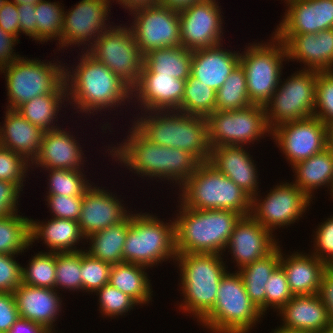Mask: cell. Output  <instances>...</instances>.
<instances>
[{
  "instance_id": "7c38bea8",
  "label": "cell",
  "mask_w": 333,
  "mask_h": 333,
  "mask_svg": "<svg viewBox=\"0 0 333 333\" xmlns=\"http://www.w3.org/2000/svg\"><path fill=\"white\" fill-rule=\"evenodd\" d=\"M206 120L210 148L253 145L261 138L271 137L272 133L263 105L252 104L233 111H214Z\"/></svg>"
},
{
  "instance_id": "94428289",
  "label": "cell",
  "mask_w": 333,
  "mask_h": 333,
  "mask_svg": "<svg viewBox=\"0 0 333 333\" xmlns=\"http://www.w3.org/2000/svg\"><path fill=\"white\" fill-rule=\"evenodd\" d=\"M8 333H50L43 326L27 319L19 318Z\"/></svg>"
},
{
  "instance_id": "6da1fadb",
  "label": "cell",
  "mask_w": 333,
  "mask_h": 333,
  "mask_svg": "<svg viewBox=\"0 0 333 333\" xmlns=\"http://www.w3.org/2000/svg\"><path fill=\"white\" fill-rule=\"evenodd\" d=\"M131 126L124 142L117 143V147L108 146L111 148L107 149L108 154L113 160L122 166L124 164L123 167L142 179H166L179 187L195 172L200 162L192 154L177 148L159 146L147 139L133 124Z\"/></svg>"
},
{
  "instance_id": "681fc988",
  "label": "cell",
  "mask_w": 333,
  "mask_h": 333,
  "mask_svg": "<svg viewBox=\"0 0 333 333\" xmlns=\"http://www.w3.org/2000/svg\"><path fill=\"white\" fill-rule=\"evenodd\" d=\"M266 311L269 307L278 312L293 297L284 270L279 266L271 275L266 285Z\"/></svg>"
},
{
  "instance_id": "cb8c5ba5",
  "label": "cell",
  "mask_w": 333,
  "mask_h": 333,
  "mask_svg": "<svg viewBox=\"0 0 333 333\" xmlns=\"http://www.w3.org/2000/svg\"><path fill=\"white\" fill-rule=\"evenodd\" d=\"M52 288L35 287L21 284L13 292L19 317L43 326L50 333L54 330L56 320L62 311L61 296ZM58 315V316H57ZM54 324V325H53Z\"/></svg>"
},
{
  "instance_id": "d6a6232c",
  "label": "cell",
  "mask_w": 333,
  "mask_h": 333,
  "mask_svg": "<svg viewBox=\"0 0 333 333\" xmlns=\"http://www.w3.org/2000/svg\"><path fill=\"white\" fill-rule=\"evenodd\" d=\"M192 51L182 46L153 49L144 55L140 75H171L187 80L191 75Z\"/></svg>"
},
{
  "instance_id": "9a60e30c",
  "label": "cell",
  "mask_w": 333,
  "mask_h": 333,
  "mask_svg": "<svg viewBox=\"0 0 333 333\" xmlns=\"http://www.w3.org/2000/svg\"><path fill=\"white\" fill-rule=\"evenodd\" d=\"M129 15L134 16L129 25L143 55L153 49L181 46L177 10L157 4L134 9Z\"/></svg>"
},
{
  "instance_id": "2e32d148",
  "label": "cell",
  "mask_w": 333,
  "mask_h": 333,
  "mask_svg": "<svg viewBox=\"0 0 333 333\" xmlns=\"http://www.w3.org/2000/svg\"><path fill=\"white\" fill-rule=\"evenodd\" d=\"M112 0H81L64 10L63 28L61 32L60 48L72 46H85L82 51L88 50L94 41L98 39L105 30L112 27L108 21ZM111 4V5H110ZM88 42V43H87ZM83 44V45H82ZM72 45V46H71ZM88 46V47H87Z\"/></svg>"
},
{
  "instance_id": "30bf717a",
  "label": "cell",
  "mask_w": 333,
  "mask_h": 333,
  "mask_svg": "<svg viewBox=\"0 0 333 333\" xmlns=\"http://www.w3.org/2000/svg\"><path fill=\"white\" fill-rule=\"evenodd\" d=\"M271 40V41H270ZM269 42L248 44L240 53V64L245 70L247 92L254 105H265L279 86L286 49L275 35ZM244 52V53H243Z\"/></svg>"
},
{
  "instance_id": "5bb4252c",
  "label": "cell",
  "mask_w": 333,
  "mask_h": 333,
  "mask_svg": "<svg viewBox=\"0 0 333 333\" xmlns=\"http://www.w3.org/2000/svg\"><path fill=\"white\" fill-rule=\"evenodd\" d=\"M272 188L264 199L260 192L252 198L250 215L274 233L275 229L288 227L300 220L309 209L311 200L290 181L281 182Z\"/></svg>"
},
{
  "instance_id": "f1b7e54d",
  "label": "cell",
  "mask_w": 333,
  "mask_h": 333,
  "mask_svg": "<svg viewBox=\"0 0 333 333\" xmlns=\"http://www.w3.org/2000/svg\"><path fill=\"white\" fill-rule=\"evenodd\" d=\"M302 253L295 251L285 255L281 249L280 267L286 274L290 291L294 296L318 294L327 264L313 254Z\"/></svg>"
},
{
  "instance_id": "91938a15",
  "label": "cell",
  "mask_w": 333,
  "mask_h": 333,
  "mask_svg": "<svg viewBox=\"0 0 333 333\" xmlns=\"http://www.w3.org/2000/svg\"><path fill=\"white\" fill-rule=\"evenodd\" d=\"M318 295L326 307L329 321L333 327V272L328 269L321 278Z\"/></svg>"
},
{
  "instance_id": "9f6ffc18",
  "label": "cell",
  "mask_w": 333,
  "mask_h": 333,
  "mask_svg": "<svg viewBox=\"0 0 333 333\" xmlns=\"http://www.w3.org/2000/svg\"><path fill=\"white\" fill-rule=\"evenodd\" d=\"M19 12L16 4L12 1L7 2L0 9V27L18 39L20 35Z\"/></svg>"
},
{
  "instance_id": "4fadbf2b",
  "label": "cell",
  "mask_w": 333,
  "mask_h": 333,
  "mask_svg": "<svg viewBox=\"0 0 333 333\" xmlns=\"http://www.w3.org/2000/svg\"><path fill=\"white\" fill-rule=\"evenodd\" d=\"M86 51L115 73L131 89L138 84L143 69L144 55L141 53L129 25L114 26L113 24Z\"/></svg>"
},
{
  "instance_id": "6125c7cd",
  "label": "cell",
  "mask_w": 333,
  "mask_h": 333,
  "mask_svg": "<svg viewBox=\"0 0 333 333\" xmlns=\"http://www.w3.org/2000/svg\"><path fill=\"white\" fill-rule=\"evenodd\" d=\"M120 4L125 10L133 11L134 9L147 6H155L158 4V0H116V4Z\"/></svg>"
},
{
  "instance_id": "484cf974",
  "label": "cell",
  "mask_w": 333,
  "mask_h": 333,
  "mask_svg": "<svg viewBox=\"0 0 333 333\" xmlns=\"http://www.w3.org/2000/svg\"><path fill=\"white\" fill-rule=\"evenodd\" d=\"M244 146L211 148L209 163L253 198L259 189L256 163ZM251 155V156H250Z\"/></svg>"
},
{
  "instance_id": "836d02e7",
  "label": "cell",
  "mask_w": 333,
  "mask_h": 333,
  "mask_svg": "<svg viewBox=\"0 0 333 333\" xmlns=\"http://www.w3.org/2000/svg\"><path fill=\"white\" fill-rule=\"evenodd\" d=\"M280 244L265 257L237 270L244 282L246 292L250 300L265 316L266 312V288L265 285L272 273L280 266Z\"/></svg>"
},
{
  "instance_id": "ee69618b",
  "label": "cell",
  "mask_w": 333,
  "mask_h": 333,
  "mask_svg": "<svg viewBox=\"0 0 333 333\" xmlns=\"http://www.w3.org/2000/svg\"><path fill=\"white\" fill-rule=\"evenodd\" d=\"M55 290L82 291L81 250L76 252H55ZM59 288V290H58Z\"/></svg>"
},
{
  "instance_id": "003e7915",
  "label": "cell",
  "mask_w": 333,
  "mask_h": 333,
  "mask_svg": "<svg viewBox=\"0 0 333 333\" xmlns=\"http://www.w3.org/2000/svg\"><path fill=\"white\" fill-rule=\"evenodd\" d=\"M10 1H12L14 4H16V5H23V4H32V5H36L39 1H41V0H10Z\"/></svg>"
},
{
  "instance_id": "d590c367",
  "label": "cell",
  "mask_w": 333,
  "mask_h": 333,
  "mask_svg": "<svg viewBox=\"0 0 333 333\" xmlns=\"http://www.w3.org/2000/svg\"><path fill=\"white\" fill-rule=\"evenodd\" d=\"M130 226V215L121 223L108 226L86 238L90 245L84 249L92 257L118 264L123 262V248ZM88 240V241H87Z\"/></svg>"
},
{
  "instance_id": "b9f144b4",
  "label": "cell",
  "mask_w": 333,
  "mask_h": 333,
  "mask_svg": "<svg viewBox=\"0 0 333 333\" xmlns=\"http://www.w3.org/2000/svg\"><path fill=\"white\" fill-rule=\"evenodd\" d=\"M49 175L47 195L67 197L83 196L87 189L94 185L87 180L84 170L44 169ZM90 181V183H89ZM49 188V189H48Z\"/></svg>"
},
{
  "instance_id": "680465c9",
  "label": "cell",
  "mask_w": 333,
  "mask_h": 333,
  "mask_svg": "<svg viewBox=\"0 0 333 333\" xmlns=\"http://www.w3.org/2000/svg\"><path fill=\"white\" fill-rule=\"evenodd\" d=\"M16 43H19V39L6 33L0 27V69L20 57V55L16 54L13 49L16 46Z\"/></svg>"
},
{
  "instance_id": "7a4b0ae2",
  "label": "cell",
  "mask_w": 333,
  "mask_h": 333,
  "mask_svg": "<svg viewBox=\"0 0 333 333\" xmlns=\"http://www.w3.org/2000/svg\"><path fill=\"white\" fill-rule=\"evenodd\" d=\"M81 53L78 65L74 68L66 65L64 68L67 101L75 110L78 109L76 113H86L90 117L95 115L94 112L101 114L106 109L115 110L116 107L134 103L131 101H135L132 89L126 83L87 51Z\"/></svg>"
},
{
  "instance_id": "74e56055",
  "label": "cell",
  "mask_w": 333,
  "mask_h": 333,
  "mask_svg": "<svg viewBox=\"0 0 333 333\" xmlns=\"http://www.w3.org/2000/svg\"><path fill=\"white\" fill-rule=\"evenodd\" d=\"M30 245V219L18 212L0 217V254L19 255Z\"/></svg>"
},
{
  "instance_id": "3957f363",
  "label": "cell",
  "mask_w": 333,
  "mask_h": 333,
  "mask_svg": "<svg viewBox=\"0 0 333 333\" xmlns=\"http://www.w3.org/2000/svg\"><path fill=\"white\" fill-rule=\"evenodd\" d=\"M141 114L132 124L147 139L159 146L187 151L200 163L209 162L211 148L206 117L178 110L144 111Z\"/></svg>"
},
{
  "instance_id": "89a4df30",
  "label": "cell",
  "mask_w": 333,
  "mask_h": 333,
  "mask_svg": "<svg viewBox=\"0 0 333 333\" xmlns=\"http://www.w3.org/2000/svg\"><path fill=\"white\" fill-rule=\"evenodd\" d=\"M7 2V0H0V9L3 7V5Z\"/></svg>"
},
{
  "instance_id": "603a6c76",
  "label": "cell",
  "mask_w": 333,
  "mask_h": 333,
  "mask_svg": "<svg viewBox=\"0 0 333 333\" xmlns=\"http://www.w3.org/2000/svg\"><path fill=\"white\" fill-rule=\"evenodd\" d=\"M78 141L71 132L61 127L45 132L31 168L35 164V168L42 169L84 170V152Z\"/></svg>"
},
{
  "instance_id": "7dc6e473",
  "label": "cell",
  "mask_w": 333,
  "mask_h": 333,
  "mask_svg": "<svg viewBox=\"0 0 333 333\" xmlns=\"http://www.w3.org/2000/svg\"><path fill=\"white\" fill-rule=\"evenodd\" d=\"M30 169L31 162L17 152L0 146V180L15 184L22 192L24 179Z\"/></svg>"
},
{
  "instance_id": "52a82bcc",
  "label": "cell",
  "mask_w": 333,
  "mask_h": 333,
  "mask_svg": "<svg viewBox=\"0 0 333 333\" xmlns=\"http://www.w3.org/2000/svg\"><path fill=\"white\" fill-rule=\"evenodd\" d=\"M172 220L164 223L149 212L131 213L130 226L123 248V262L147 268H153L154 265L168 260L174 262L176 258L175 221L174 218Z\"/></svg>"
},
{
  "instance_id": "8fae6325",
  "label": "cell",
  "mask_w": 333,
  "mask_h": 333,
  "mask_svg": "<svg viewBox=\"0 0 333 333\" xmlns=\"http://www.w3.org/2000/svg\"><path fill=\"white\" fill-rule=\"evenodd\" d=\"M317 72L299 69L280 83L264 105L268 127L272 131L286 122L314 116Z\"/></svg>"
},
{
  "instance_id": "a7ac6f4b",
  "label": "cell",
  "mask_w": 333,
  "mask_h": 333,
  "mask_svg": "<svg viewBox=\"0 0 333 333\" xmlns=\"http://www.w3.org/2000/svg\"><path fill=\"white\" fill-rule=\"evenodd\" d=\"M327 269L333 272V259L327 264Z\"/></svg>"
},
{
  "instance_id": "11a10c76",
  "label": "cell",
  "mask_w": 333,
  "mask_h": 333,
  "mask_svg": "<svg viewBox=\"0 0 333 333\" xmlns=\"http://www.w3.org/2000/svg\"><path fill=\"white\" fill-rule=\"evenodd\" d=\"M19 318L13 293H0V333H8Z\"/></svg>"
},
{
  "instance_id": "f907efd6",
  "label": "cell",
  "mask_w": 333,
  "mask_h": 333,
  "mask_svg": "<svg viewBox=\"0 0 333 333\" xmlns=\"http://www.w3.org/2000/svg\"><path fill=\"white\" fill-rule=\"evenodd\" d=\"M52 218L78 221L81 213L83 196L67 197L62 195L45 196Z\"/></svg>"
},
{
  "instance_id": "db71d44e",
  "label": "cell",
  "mask_w": 333,
  "mask_h": 333,
  "mask_svg": "<svg viewBox=\"0 0 333 333\" xmlns=\"http://www.w3.org/2000/svg\"><path fill=\"white\" fill-rule=\"evenodd\" d=\"M20 191L15 184L0 180V217L19 212Z\"/></svg>"
},
{
  "instance_id": "ffe728a7",
  "label": "cell",
  "mask_w": 333,
  "mask_h": 333,
  "mask_svg": "<svg viewBox=\"0 0 333 333\" xmlns=\"http://www.w3.org/2000/svg\"><path fill=\"white\" fill-rule=\"evenodd\" d=\"M101 188L91 185L83 195L78 223L85 238L108 226L123 222L133 213L124 207L123 199H119L110 190L108 192L105 187Z\"/></svg>"
},
{
  "instance_id": "ba28073f",
  "label": "cell",
  "mask_w": 333,
  "mask_h": 333,
  "mask_svg": "<svg viewBox=\"0 0 333 333\" xmlns=\"http://www.w3.org/2000/svg\"><path fill=\"white\" fill-rule=\"evenodd\" d=\"M263 314L248 296L240 273L221 278L213 308L198 322L210 333H249Z\"/></svg>"
},
{
  "instance_id": "f35d334b",
  "label": "cell",
  "mask_w": 333,
  "mask_h": 333,
  "mask_svg": "<svg viewBox=\"0 0 333 333\" xmlns=\"http://www.w3.org/2000/svg\"><path fill=\"white\" fill-rule=\"evenodd\" d=\"M250 105L245 70L239 63L217 90L215 111H233Z\"/></svg>"
},
{
  "instance_id": "d4e9b609",
  "label": "cell",
  "mask_w": 333,
  "mask_h": 333,
  "mask_svg": "<svg viewBox=\"0 0 333 333\" xmlns=\"http://www.w3.org/2000/svg\"><path fill=\"white\" fill-rule=\"evenodd\" d=\"M186 80L171 75H140L132 89V98L140 112L154 110H178L182 104ZM142 107V108H141Z\"/></svg>"
},
{
  "instance_id": "277c9868",
  "label": "cell",
  "mask_w": 333,
  "mask_h": 333,
  "mask_svg": "<svg viewBox=\"0 0 333 333\" xmlns=\"http://www.w3.org/2000/svg\"><path fill=\"white\" fill-rule=\"evenodd\" d=\"M178 205L179 212L174 219L176 254L224 255L235 224L242 215L230 210H196L179 202Z\"/></svg>"
},
{
  "instance_id": "5b68a950",
  "label": "cell",
  "mask_w": 333,
  "mask_h": 333,
  "mask_svg": "<svg viewBox=\"0 0 333 333\" xmlns=\"http://www.w3.org/2000/svg\"><path fill=\"white\" fill-rule=\"evenodd\" d=\"M221 254H176L183 301L179 307L199 322L214 306L221 278L228 269Z\"/></svg>"
},
{
  "instance_id": "8992f818",
  "label": "cell",
  "mask_w": 333,
  "mask_h": 333,
  "mask_svg": "<svg viewBox=\"0 0 333 333\" xmlns=\"http://www.w3.org/2000/svg\"><path fill=\"white\" fill-rule=\"evenodd\" d=\"M179 202L196 210H230L242 216L251 213L252 198L209 162L200 163L178 188Z\"/></svg>"
},
{
  "instance_id": "bcb514c9",
  "label": "cell",
  "mask_w": 333,
  "mask_h": 333,
  "mask_svg": "<svg viewBox=\"0 0 333 333\" xmlns=\"http://www.w3.org/2000/svg\"><path fill=\"white\" fill-rule=\"evenodd\" d=\"M98 296L99 311L103 317H119L127 314L139 304L128 294L122 293L110 284L104 285L95 292Z\"/></svg>"
},
{
  "instance_id": "03108f58",
  "label": "cell",
  "mask_w": 333,
  "mask_h": 333,
  "mask_svg": "<svg viewBox=\"0 0 333 333\" xmlns=\"http://www.w3.org/2000/svg\"><path fill=\"white\" fill-rule=\"evenodd\" d=\"M327 148L333 153V124L327 126Z\"/></svg>"
},
{
  "instance_id": "c3c4849f",
  "label": "cell",
  "mask_w": 333,
  "mask_h": 333,
  "mask_svg": "<svg viewBox=\"0 0 333 333\" xmlns=\"http://www.w3.org/2000/svg\"><path fill=\"white\" fill-rule=\"evenodd\" d=\"M314 116L333 124V71L317 72Z\"/></svg>"
},
{
  "instance_id": "f546056e",
  "label": "cell",
  "mask_w": 333,
  "mask_h": 333,
  "mask_svg": "<svg viewBox=\"0 0 333 333\" xmlns=\"http://www.w3.org/2000/svg\"><path fill=\"white\" fill-rule=\"evenodd\" d=\"M0 126V146L17 152L28 162L37 157L44 131L24 119L16 110L6 109Z\"/></svg>"
},
{
  "instance_id": "d6986e66",
  "label": "cell",
  "mask_w": 333,
  "mask_h": 333,
  "mask_svg": "<svg viewBox=\"0 0 333 333\" xmlns=\"http://www.w3.org/2000/svg\"><path fill=\"white\" fill-rule=\"evenodd\" d=\"M275 238L276 235L251 215L242 216L235 224L224 252L228 249L240 270L271 253L279 245Z\"/></svg>"
},
{
  "instance_id": "60d3db41",
  "label": "cell",
  "mask_w": 333,
  "mask_h": 333,
  "mask_svg": "<svg viewBox=\"0 0 333 333\" xmlns=\"http://www.w3.org/2000/svg\"><path fill=\"white\" fill-rule=\"evenodd\" d=\"M216 94L217 91L190 75L186 80L182 104L178 111L207 117L215 111Z\"/></svg>"
},
{
  "instance_id": "44dd1931",
  "label": "cell",
  "mask_w": 333,
  "mask_h": 333,
  "mask_svg": "<svg viewBox=\"0 0 333 333\" xmlns=\"http://www.w3.org/2000/svg\"><path fill=\"white\" fill-rule=\"evenodd\" d=\"M273 35L318 33L333 28V0H291Z\"/></svg>"
},
{
  "instance_id": "ac0fdd59",
  "label": "cell",
  "mask_w": 333,
  "mask_h": 333,
  "mask_svg": "<svg viewBox=\"0 0 333 333\" xmlns=\"http://www.w3.org/2000/svg\"><path fill=\"white\" fill-rule=\"evenodd\" d=\"M271 137L291 166L324 151L328 143L327 126L315 116L281 124Z\"/></svg>"
},
{
  "instance_id": "8d00e7d4",
  "label": "cell",
  "mask_w": 333,
  "mask_h": 333,
  "mask_svg": "<svg viewBox=\"0 0 333 333\" xmlns=\"http://www.w3.org/2000/svg\"><path fill=\"white\" fill-rule=\"evenodd\" d=\"M66 98L67 93H50L37 96L22 104L16 111L24 119H27L32 125L39 127L44 132L55 130L60 128L57 123L55 124V121L58 122L57 115L62 110L61 107H63L64 101L67 102Z\"/></svg>"
},
{
  "instance_id": "1f68e13d",
  "label": "cell",
  "mask_w": 333,
  "mask_h": 333,
  "mask_svg": "<svg viewBox=\"0 0 333 333\" xmlns=\"http://www.w3.org/2000/svg\"><path fill=\"white\" fill-rule=\"evenodd\" d=\"M293 183L312 201L314 190L327 187L333 198V153L324 151L302 160L293 166ZM330 187V188H329Z\"/></svg>"
},
{
  "instance_id": "4dcf8cb0",
  "label": "cell",
  "mask_w": 333,
  "mask_h": 333,
  "mask_svg": "<svg viewBox=\"0 0 333 333\" xmlns=\"http://www.w3.org/2000/svg\"><path fill=\"white\" fill-rule=\"evenodd\" d=\"M40 238L50 248L48 252L80 251L83 249H78L76 245L86 241L78 221L50 218L47 222H38L30 218V245Z\"/></svg>"
},
{
  "instance_id": "e575fe53",
  "label": "cell",
  "mask_w": 333,
  "mask_h": 333,
  "mask_svg": "<svg viewBox=\"0 0 333 333\" xmlns=\"http://www.w3.org/2000/svg\"><path fill=\"white\" fill-rule=\"evenodd\" d=\"M146 269L149 268L129 262L112 264L109 284L128 294L140 306L149 304L153 291Z\"/></svg>"
},
{
  "instance_id": "be15d7a7",
  "label": "cell",
  "mask_w": 333,
  "mask_h": 333,
  "mask_svg": "<svg viewBox=\"0 0 333 333\" xmlns=\"http://www.w3.org/2000/svg\"><path fill=\"white\" fill-rule=\"evenodd\" d=\"M199 1L203 0H158V5L180 11Z\"/></svg>"
},
{
  "instance_id": "83f0119b",
  "label": "cell",
  "mask_w": 333,
  "mask_h": 333,
  "mask_svg": "<svg viewBox=\"0 0 333 333\" xmlns=\"http://www.w3.org/2000/svg\"><path fill=\"white\" fill-rule=\"evenodd\" d=\"M281 326L311 333L333 330L326 307L318 294L294 296L279 311Z\"/></svg>"
},
{
  "instance_id": "f5cc1de1",
  "label": "cell",
  "mask_w": 333,
  "mask_h": 333,
  "mask_svg": "<svg viewBox=\"0 0 333 333\" xmlns=\"http://www.w3.org/2000/svg\"><path fill=\"white\" fill-rule=\"evenodd\" d=\"M15 256L0 254V293H13L22 284V266Z\"/></svg>"
},
{
  "instance_id": "e0dca14e",
  "label": "cell",
  "mask_w": 333,
  "mask_h": 333,
  "mask_svg": "<svg viewBox=\"0 0 333 333\" xmlns=\"http://www.w3.org/2000/svg\"><path fill=\"white\" fill-rule=\"evenodd\" d=\"M216 1L195 2L178 11L182 47L195 51L221 44L224 20L221 6Z\"/></svg>"
},
{
  "instance_id": "6f0895ef",
  "label": "cell",
  "mask_w": 333,
  "mask_h": 333,
  "mask_svg": "<svg viewBox=\"0 0 333 333\" xmlns=\"http://www.w3.org/2000/svg\"><path fill=\"white\" fill-rule=\"evenodd\" d=\"M19 12L20 33L36 41L35 5H16Z\"/></svg>"
},
{
  "instance_id": "ab89813d",
  "label": "cell",
  "mask_w": 333,
  "mask_h": 333,
  "mask_svg": "<svg viewBox=\"0 0 333 333\" xmlns=\"http://www.w3.org/2000/svg\"><path fill=\"white\" fill-rule=\"evenodd\" d=\"M64 6L59 2L41 0L35 5L36 41L47 42L61 39Z\"/></svg>"
},
{
  "instance_id": "7bdbcfd3",
  "label": "cell",
  "mask_w": 333,
  "mask_h": 333,
  "mask_svg": "<svg viewBox=\"0 0 333 333\" xmlns=\"http://www.w3.org/2000/svg\"><path fill=\"white\" fill-rule=\"evenodd\" d=\"M27 266H22V283L25 285L55 289L56 260L55 252L34 254ZM29 265V266H28Z\"/></svg>"
},
{
  "instance_id": "9c48e42d",
  "label": "cell",
  "mask_w": 333,
  "mask_h": 333,
  "mask_svg": "<svg viewBox=\"0 0 333 333\" xmlns=\"http://www.w3.org/2000/svg\"><path fill=\"white\" fill-rule=\"evenodd\" d=\"M18 57L9 65L0 69L5 74L8 106L6 109L17 110L22 104L37 96L50 93H66L64 66L62 61H41ZM58 62V63H57Z\"/></svg>"
},
{
  "instance_id": "7402d4cb",
  "label": "cell",
  "mask_w": 333,
  "mask_h": 333,
  "mask_svg": "<svg viewBox=\"0 0 333 333\" xmlns=\"http://www.w3.org/2000/svg\"><path fill=\"white\" fill-rule=\"evenodd\" d=\"M283 42L287 60L304 64L302 69L333 71V28L318 33L275 35Z\"/></svg>"
},
{
  "instance_id": "f6af8a7d",
  "label": "cell",
  "mask_w": 333,
  "mask_h": 333,
  "mask_svg": "<svg viewBox=\"0 0 333 333\" xmlns=\"http://www.w3.org/2000/svg\"><path fill=\"white\" fill-rule=\"evenodd\" d=\"M84 248L81 250L82 291L95 294L97 290L109 284L112 264L92 257L84 251Z\"/></svg>"
},
{
  "instance_id": "e7e4bbea",
  "label": "cell",
  "mask_w": 333,
  "mask_h": 333,
  "mask_svg": "<svg viewBox=\"0 0 333 333\" xmlns=\"http://www.w3.org/2000/svg\"><path fill=\"white\" fill-rule=\"evenodd\" d=\"M272 333H311V332L298 330V329H290V328L283 327L280 325V326H278V328L276 327V329H274V331H272Z\"/></svg>"
},
{
  "instance_id": "4316f807",
  "label": "cell",
  "mask_w": 333,
  "mask_h": 333,
  "mask_svg": "<svg viewBox=\"0 0 333 333\" xmlns=\"http://www.w3.org/2000/svg\"><path fill=\"white\" fill-rule=\"evenodd\" d=\"M222 44L192 51L191 75L215 91L240 63V52L224 49Z\"/></svg>"
},
{
  "instance_id": "816d5d0a",
  "label": "cell",
  "mask_w": 333,
  "mask_h": 333,
  "mask_svg": "<svg viewBox=\"0 0 333 333\" xmlns=\"http://www.w3.org/2000/svg\"><path fill=\"white\" fill-rule=\"evenodd\" d=\"M320 224L313 232L314 249L310 253L328 264L333 259V214Z\"/></svg>"
}]
</instances>
